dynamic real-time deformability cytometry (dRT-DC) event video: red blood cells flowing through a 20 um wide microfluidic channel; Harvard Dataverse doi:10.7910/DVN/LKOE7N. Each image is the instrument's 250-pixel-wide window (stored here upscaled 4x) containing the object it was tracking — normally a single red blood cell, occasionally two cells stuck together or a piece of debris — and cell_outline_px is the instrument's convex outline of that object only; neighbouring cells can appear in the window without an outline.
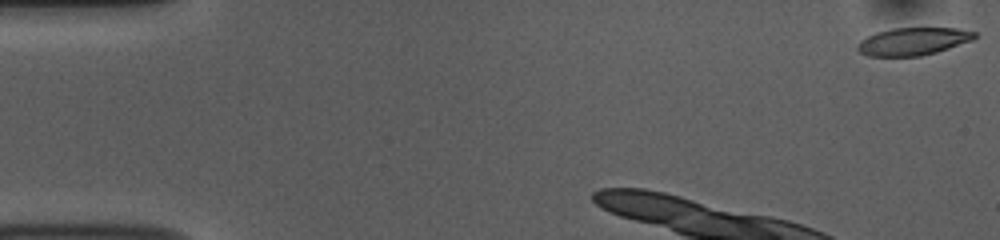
{"species": "common noctule bat (a hibernating species)", "species_latin": "Nyctalus noctula", "temperature_condition": "room temperature", "stored_images_in_passage": 8, "camera_frame_rate_fps": 3000, "um_per_image_px": 0.085, "animal": {"sex": "female", "body_mass_g": 10.0, "forearm_length_mm": 53.1}, "frame": {"image": 1, "passage_image": 1, "time_ms": 0.0, "image_size_px": [1000, 240], "cell_outline_px": [[976, 36], [972, 40], [936, 52], [920, 56], [868, 56], [860, 52], [856, 48], [856, 44], [860, 40], [876, 32], [892, 28], [956, 28], [976, 32]], "centroid_in_image_um": [77.57, 3.51], "position_along_channel_um": 7.4, "area_um2": 18.79}}